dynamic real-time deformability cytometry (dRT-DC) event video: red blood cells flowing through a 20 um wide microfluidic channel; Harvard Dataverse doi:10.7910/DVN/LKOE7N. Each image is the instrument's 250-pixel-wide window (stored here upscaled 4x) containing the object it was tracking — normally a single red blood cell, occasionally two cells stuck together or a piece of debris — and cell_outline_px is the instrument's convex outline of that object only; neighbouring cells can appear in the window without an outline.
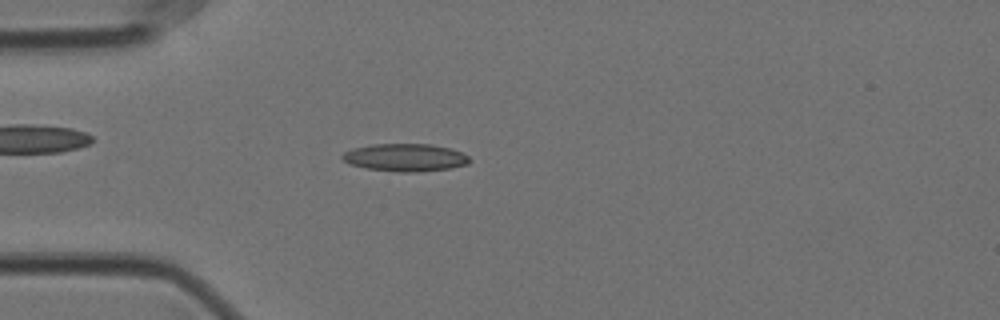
{"species": "Egyptian fruit bat (a non-hibernating species)", "species_latin": "Rousettus aegyptiacus", "temperature_condition": "cold", "stored_images_in_passage": 56, "camera_frame_rate_fps": 3000, "um_per_image_px": 0.085, "animal": {"sex": "female"}, "frame": {"image": 1, "passage_image": 15, "time_ms": 4.667, "image_size_px": [1000, 320], "cell_outline_px": [[472, 160], [468, 164], [452, 168], [416, 172], [396, 172], [368, 168], [348, 164], [340, 156], [344, 152], [352, 148], [372, 144], [432, 144], [452, 148], [468, 156]], "centroid_in_image_um": [34.46, 13.38], "position_along_channel_um": 50.5, "area_um2": 20.69}}
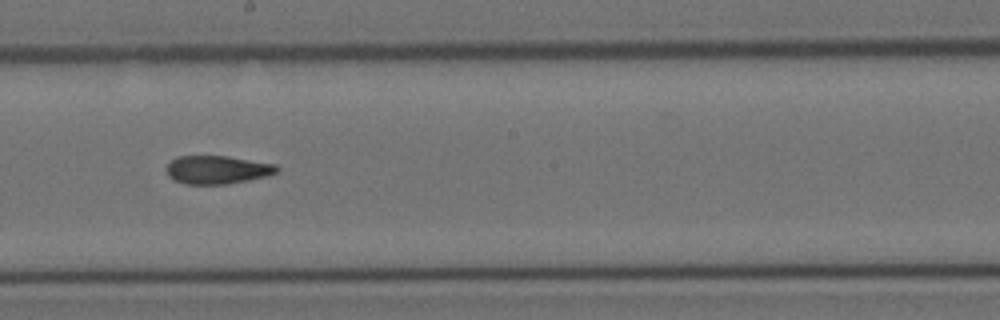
{"frame": {"image": 2, "passage_image": 31, "time_ms": 10.0, "image_size_px": [1000, 320], "cell_outline_px": [[280, 168], [276, 172], [268, 176], [228, 184], [184, 184], [168, 176], [164, 168], [176, 156], [228, 156], [276, 164]], "centroid_in_image_um": [18.46, 14.42], "position_along_channel_um": 229.7, "area_um2": 18.32}}
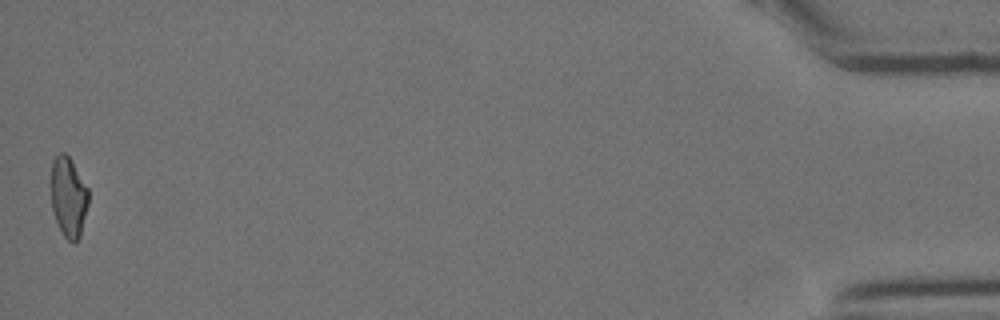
{"frame": {"image": 3, "passage_image": 56, "time_ms": 18.333, "image_size_px": [1000, 320], "cell_outline_px": [[88, 204], [80, 236], [72, 244], [64, 236], [52, 212], [52, 160], [60, 152], [64, 152], [68, 156], [88, 188]], "centroid_in_image_um": [5.82, 16.76], "position_along_channel_um": 429.4, "area_um2": 17.17}, "authors_computed_cell_mechanics": {"area_um2": 18.6694, "velocity_mm_per_s": 3.5422, "shape_relaxation_time_tau1_ms": null, "shape_relaxation_time_tau2_ms": 3.7938, "deformation_change_tau1": null, "deformation_change_tau2": 0.1166}}